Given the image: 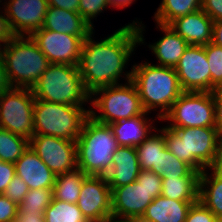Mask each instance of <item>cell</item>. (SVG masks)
Listing matches in <instances>:
<instances>
[{"label":"cell","mask_w":222,"mask_h":222,"mask_svg":"<svg viewBox=\"0 0 222 222\" xmlns=\"http://www.w3.org/2000/svg\"><path fill=\"white\" fill-rule=\"evenodd\" d=\"M76 204L88 222L111 218V189L105 176L87 175Z\"/></svg>","instance_id":"5bb4252c"},{"label":"cell","mask_w":222,"mask_h":222,"mask_svg":"<svg viewBox=\"0 0 222 222\" xmlns=\"http://www.w3.org/2000/svg\"><path fill=\"white\" fill-rule=\"evenodd\" d=\"M164 132L167 149L193 170L202 173L214 161L222 143L215 127L160 128Z\"/></svg>","instance_id":"3957f363"},{"label":"cell","mask_w":222,"mask_h":222,"mask_svg":"<svg viewBox=\"0 0 222 222\" xmlns=\"http://www.w3.org/2000/svg\"><path fill=\"white\" fill-rule=\"evenodd\" d=\"M29 147V140L0 127V160L15 163Z\"/></svg>","instance_id":"f1b7e54d"},{"label":"cell","mask_w":222,"mask_h":222,"mask_svg":"<svg viewBox=\"0 0 222 222\" xmlns=\"http://www.w3.org/2000/svg\"><path fill=\"white\" fill-rule=\"evenodd\" d=\"M136 181L147 189H156V197L162 193V178L151 170H141Z\"/></svg>","instance_id":"8d00e7d4"},{"label":"cell","mask_w":222,"mask_h":222,"mask_svg":"<svg viewBox=\"0 0 222 222\" xmlns=\"http://www.w3.org/2000/svg\"><path fill=\"white\" fill-rule=\"evenodd\" d=\"M2 7V4L0 2ZM0 7V48L7 44L11 39L16 38L18 35L14 31L9 18L7 17L4 7ZM4 13V14H3Z\"/></svg>","instance_id":"f35d334b"},{"label":"cell","mask_w":222,"mask_h":222,"mask_svg":"<svg viewBox=\"0 0 222 222\" xmlns=\"http://www.w3.org/2000/svg\"><path fill=\"white\" fill-rule=\"evenodd\" d=\"M44 214L26 213L19 205L17 211V222H46Z\"/></svg>","instance_id":"7bdbcfd3"},{"label":"cell","mask_w":222,"mask_h":222,"mask_svg":"<svg viewBox=\"0 0 222 222\" xmlns=\"http://www.w3.org/2000/svg\"><path fill=\"white\" fill-rule=\"evenodd\" d=\"M174 69L183 91L211 92V72L205 45H189Z\"/></svg>","instance_id":"7c38bea8"},{"label":"cell","mask_w":222,"mask_h":222,"mask_svg":"<svg viewBox=\"0 0 222 222\" xmlns=\"http://www.w3.org/2000/svg\"><path fill=\"white\" fill-rule=\"evenodd\" d=\"M192 170L188 164L176 158L167 147L163 149L162 169L160 170L162 179L186 177Z\"/></svg>","instance_id":"1f68e13d"},{"label":"cell","mask_w":222,"mask_h":222,"mask_svg":"<svg viewBox=\"0 0 222 222\" xmlns=\"http://www.w3.org/2000/svg\"><path fill=\"white\" fill-rule=\"evenodd\" d=\"M135 19L100 41L93 38L95 30L85 38L78 68L90 94L101 87L121 84L120 79L124 78L125 83L132 80V70L125 69L138 46H145L146 27L142 20Z\"/></svg>","instance_id":"6da1fadb"},{"label":"cell","mask_w":222,"mask_h":222,"mask_svg":"<svg viewBox=\"0 0 222 222\" xmlns=\"http://www.w3.org/2000/svg\"><path fill=\"white\" fill-rule=\"evenodd\" d=\"M217 222H222V215H220L219 217H217Z\"/></svg>","instance_id":"f5cc1de1"},{"label":"cell","mask_w":222,"mask_h":222,"mask_svg":"<svg viewBox=\"0 0 222 222\" xmlns=\"http://www.w3.org/2000/svg\"><path fill=\"white\" fill-rule=\"evenodd\" d=\"M46 222H88L77 204L52 199L51 204L44 210Z\"/></svg>","instance_id":"f546056e"},{"label":"cell","mask_w":222,"mask_h":222,"mask_svg":"<svg viewBox=\"0 0 222 222\" xmlns=\"http://www.w3.org/2000/svg\"><path fill=\"white\" fill-rule=\"evenodd\" d=\"M211 42L222 47V20L213 21Z\"/></svg>","instance_id":"bcb514c9"},{"label":"cell","mask_w":222,"mask_h":222,"mask_svg":"<svg viewBox=\"0 0 222 222\" xmlns=\"http://www.w3.org/2000/svg\"><path fill=\"white\" fill-rule=\"evenodd\" d=\"M30 36L50 63L78 66L84 42L79 36L43 28Z\"/></svg>","instance_id":"4fadbf2b"},{"label":"cell","mask_w":222,"mask_h":222,"mask_svg":"<svg viewBox=\"0 0 222 222\" xmlns=\"http://www.w3.org/2000/svg\"><path fill=\"white\" fill-rule=\"evenodd\" d=\"M10 88L11 86L7 79L5 64L2 55L0 53V93L7 91Z\"/></svg>","instance_id":"7dc6e473"},{"label":"cell","mask_w":222,"mask_h":222,"mask_svg":"<svg viewBox=\"0 0 222 222\" xmlns=\"http://www.w3.org/2000/svg\"><path fill=\"white\" fill-rule=\"evenodd\" d=\"M136 0H107L109 7L115 9H124L130 6L133 2L135 3Z\"/></svg>","instance_id":"c3c4849f"},{"label":"cell","mask_w":222,"mask_h":222,"mask_svg":"<svg viewBox=\"0 0 222 222\" xmlns=\"http://www.w3.org/2000/svg\"><path fill=\"white\" fill-rule=\"evenodd\" d=\"M155 198L156 189H147L137 181L116 187L111 190V218H140Z\"/></svg>","instance_id":"9a60e30c"},{"label":"cell","mask_w":222,"mask_h":222,"mask_svg":"<svg viewBox=\"0 0 222 222\" xmlns=\"http://www.w3.org/2000/svg\"><path fill=\"white\" fill-rule=\"evenodd\" d=\"M29 146L55 175L78 168L76 141L34 135L29 140Z\"/></svg>","instance_id":"8fae6325"},{"label":"cell","mask_w":222,"mask_h":222,"mask_svg":"<svg viewBox=\"0 0 222 222\" xmlns=\"http://www.w3.org/2000/svg\"><path fill=\"white\" fill-rule=\"evenodd\" d=\"M18 205L0 194V222H14L17 218Z\"/></svg>","instance_id":"74e56055"},{"label":"cell","mask_w":222,"mask_h":222,"mask_svg":"<svg viewBox=\"0 0 222 222\" xmlns=\"http://www.w3.org/2000/svg\"><path fill=\"white\" fill-rule=\"evenodd\" d=\"M86 176L87 175L78 168L56 175L52 189L53 198L63 202L76 204Z\"/></svg>","instance_id":"4316f807"},{"label":"cell","mask_w":222,"mask_h":222,"mask_svg":"<svg viewBox=\"0 0 222 222\" xmlns=\"http://www.w3.org/2000/svg\"><path fill=\"white\" fill-rule=\"evenodd\" d=\"M198 200L216 217L222 215V179L209 169L200 173Z\"/></svg>","instance_id":"484cf974"},{"label":"cell","mask_w":222,"mask_h":222,"mask_svg":"<svg viewBox=\"0 0 222 222\" xmlns=\"http://www.w3.org/2000/svg\"><path fill=\"white\" fill-rule=\"evenodd\" d=\"M3 2L1 4L18 36H30L43 27L48 9L47 0H4Z\"/></svg>","instance_id":"2e32d148"},{"label":"cell","mask_w":222,"mask_h":222,"mask_svg":"<svg viewBox=\"0 0 222 222\" xmlns=\"http://www.w3.org/2000/svg\"><path fill=\"white\" fill-rule=\"evenodd\" d=\"M112 159V167L105 175L111 190L136 181L141 168L135 147L119 146Z\"/></svg>","instance_id":"d6986e66"},{"label":"cell","mask_w":222,"mask_h":222,"mask_svg":"<svg viewBox=\"0 0 222 222\" xmlns=\"http://www.w3.org/2000/svg\"><path fill=\"white\" fill-rule=\"evenodd\" d=\"M200 173L192 170L186 177L162 179L161 195L178 201H198Z\"/></svg>","instance_id":"d4e9b609"},{"label":"cell","mask_w":222,"mask_h":222,"mask_svg":"<svg viewBox=\"0 0 222 222\" xmlns=\"http://www.w3.org/2000/svg\"><path fill=\"white\" fill-rule=\"evenodd\" d=\"M165 147L164 132L155 128L146 140L135 147L141 170H151L160 176Z\"/></svg>","instance_id":"cb8c5ba5"},{"label":"cell","mask_w":222,"mask_h":222,"mask_svg":"<svg viewBox=\"0 0 222 222\" xmlns=\"http://www.w3.org/2000/svg\"><path fill=\"white\" fill-rule=\"evenodd\" d=\"M35 97L29 88H13L0 93V127L30 140L34 136Z\"/></svg>","instance_id":"30bf717a"},{"label":"cell","mask_w":222,"mask_h":222,"mask_svg":"<svg viewBox=\"0 0 222 222\" xmlns=\"http://www.w3.org/2000/svg\"><path fill=\"white\" fill-rule=\"evenodd\" d=\"M43 29L79 36L83 41L94 31L77 12L48 7Z\"/></svg>","instance_id":"7402d4cb"},{"label":"cell","mask_w":222,"mask_h":222,"mask_svg":"<svg viewBox=\"0 0 222 222\" xmlns=\"http://www.w3.org/2000/svg\"><path fill=\"white\" fill-rule=\"evenodd\" d=\"M127 221L128 222H149V221L144 220L142 217H140V218H131V219H128Z\"/></svg>","instance_id":"f907efd6"},{"label":"cell","mask_w":222,"mask_h":222,"mask_svg":"<svg viewBox=\"0 0 222 222\" xmlns=\"http://www.w3.org/2000/svg\"><path fill=\"white\" fill-rule=\"evenodd\" d=\"M215 105V128L222 138V99H214Z\"/></svg>","instance_id":"f6af8a7d"},{"label":"cell","mask_w":222,"mask_h":222,"mask_svg":"<svg viewBox=\"0 0 222 222\" xmlns=\"http://www.w3.org/2000/svg\"><path fill=\"white\" fill-rule=\"evenodd\" d=\"M109 4L107 0H80L79 2V14L94 29V19L97 18L100 13H104ZM93 20V21H92Z\"/></svg>","instance_id":"836d02e7"},{"label":"cell","mask_w":222,"mask_h":222,"mask_svg":"<svg viewBox=\"0 0 222 222\" xmlns=\"http://www.w3.org/2000/svg\"><path fill=\"white\" fill-rule=\"evenodd\" d=\"M206 57L211 72V92L222 82V47L210 42L205 45Z\"/></svg>","instance_id":"d6a6232c"},{"label":"cell","mask_w":222,"mask_h":222,"mask_svg":"<svg viewBox=\"0 0 222 222\" xmlns=\"http://www.w3.org/2000/svg\"><path fill=\"white\" fill-rule=\"evenodd\" d=\"M197 201H178L162 195L147 207L142 218L149 222H185L192 204Z\"/></svg>","instance_id":"603a6c76"},{"label":"cell","mask_w":222,"mask_h":222,"mask_svg":"<svg viewBox=\"0 0 222 222\" xmlns=\"http://www.w3.org/2000/svg\"><path fill=\"white\" fill-rule=\"evenodd\" d=\"M15 175V165L0 160V194L5 192L7 186Z\"/></svg>","instance_id":"ab89813d"},{"label":"cell","mask_w":222,"mask_h":222,"mask_svg":"<svg viewBox=\"0 0 222 222\" xmlns=\"http://www.w3.org/2000/svg\"><path fill=\"white\" fill-rule=\"evenodd\" d=\"M131 68V81L137 87L144 110L148 113L158 111L155 116L161 120L184 92L175 69L143 60Z\"/></svg>","instance_id":"7a4b0ae2"},{"label":"cell","mask_w":222,"mask_h":222,"mask_svg":"<svg viewBox=\"0 0 222 222\" xmlns=\"http://www.w3.org/2000/svg\"><path fill=\"white\" fill-rule=\"evenodd\" d=\"M90 105L92 108L89 116L107 125L138 115L151 114L144 110L137 87L132 81L96 89L90 95Z\"/></svg>","instance_id":"52a82bcc"},{"label":"cell","mask_w":222,"mask_h":222,"mask_svg":"<svg viewBox=\"0 0 222 222\" xmlns=\"http://www.w3.org/2000/svg\"><path fill=\"white\" fill-rule=\"evenodd\" d=\"M90 109L35 99L34 135H49L76 141Z\"/></svg>","instance_id":"ba28073f"},{"label":"cell","mask_w":222,"mask_h":222,"mask_svg":"<svg viewBox=\"0 0 222 222\" xmlns=\"http://www.w3.org/2000/svg\"><path fill=\"white\" fill-rule=\"evenodd\" d=\"M47 2L48 7H55L79 13L80 0H47Z\"/></svg>","instance_id":"b9f144b4"},{"label":"cell","mask_w":222,"mask_h":222,"mask_svg":"<svg viewBox=\"0 0 222 222\" xmlns=\"http://www.w3.org/2000/svg\"><path fill=\"white\" fill-rule=\"evenodd\" d=\"M169 128L215 127L212 92L184 91L159 122Z\"/></svg>","instance_id":"9c48e42d"},{"label":"cell","mask_w":222,"mask_h":222,"mask_svg":"<svg viewBox=\"0 0 222 222\" xmlns=\"http://www.w3.org/2000/svg\"><path fill=\"white\" fill-rule=\"evenodd\" d=\"M149 115H138L133 118L123 119L109 124L119 146L136 147L140 145L156 128Z\"/></svg>","instance_id":"ffe728a7"},{"label":"cell","mask_w":222,"mask_h":222,"mask_svg":"<svg viewBox=\"0 0 222 222\" xmlns=\"http://www.w3.org/2000/svg\"><path fill=\"white\" fill-rule=\"evenodd\" d=\"M103 222H128L127 220H120V219H115V218H109Z\"/></svg>","instance_id":"816d5d0a"},{"label":"cell","mask_w":222,"mask_h":222,"mask_svg":"<svg viewBox=\"0 0 222 222\" xmlns=\"http://www.w3.org/2000/svg\"><path fill=\"white\" fill-rule=\"evenodd\" d=\"M35 99L80 106L90 104V93L81 79L78 66L50 63L31 88Z\"/></svg>","instance_id":"8992f818"},{"label":"cell","mask_w":222,"mask_h":222,"mask_svg":"<svg viewBox=\"0 0 222 222\" xmlns=\"http://www.w3.org/2000/svg\"><path fill=\"white\" fill-rule=\"evenodd\" d=\"M169 26L189 45H207L212 41L213 20L202 10L176 18Z\"/></svg>","instance_id":"ac0fdd59"},{"label":"cell","mask_w":222,"mask_h":222,"mask_svg":"<svg viewBox=\"0 0 222 222\" xmlns=\"http://www.w3.org/2000/svg\"><path fill=\"white\" fill-rule=\"evenodd\" d=\"M8 82L13 88L31 89L50 62L31 36H17L0 48Z\"/></svg>","instance_id":"5b68a950"},{"label":"cell","mask_w":222,"mask_h":222,"mask_svg":"<svg viewBox=\"0 0 222 222\" xmlns=\"http://www.w3.org/2000/svg\"><path fill=\"white\" fill-rule=\"evenodd\" d=\"M213 99H222V82H219L212 91Z\"/></svg>","instance_id":"681fc988"},{"label":"cell","mask_w":222,"mask_h":222,"mask_svg":"<svg viewBox=\"0 0 222 222\" xmlns=\"http://www.w3.org/2000/svg\"><path fill=\"white\" fill-rule=\"evenodd\" d=\"M156 29L164 36L155 43L148 44L149 50L155 55L158 66L175 68L189 44L178 35L169 25L156 22Z\"/></svg>","instance_id":"44dd1931"},{"label":"cell","mask_w":222,"mask_h":222,"mask_svg":"<svg viewBox=\"0 0 222 222\" xmlns=\"http://www.w3.org/2000/svg\"><path fill=\"white\" fill-rule=\"evenodd\" d=\"M52 199V189H30L19 206L26 213L44 214Z\"/></svg>","instance_id":"4dcf8cb0"},{"label":"cell","mask_w":222,"mask_h":222,"mask_svg":"<svg viewBox=\"0 0 222 222\" xmlns=\"http://www.w3.org/2000/svg\"><path fill=\"white\" fill-rule=\"evenodd\" d=\"M201 9L213 21L222 20V0H202Z\"/></svg>","instance_id":"60d3db41"},{"label":"cell","mask_w":222,"mask_h":222,"mask_svg":"<svg viewBox=\"0 0 222 222\" xmlns=\"http://www.w3.org/2000/svg\"><path fill=\"white\" fill-rule=\"evenodd\" d=\"M185 222H217V217L198 200L190 207Z\"/></svg>","instance_id":"d590c367"},{"label":"cell","mask_w":222,"mask_h":222,"mask_svg":"<svg viewBox=\"0 0 222 222\" xmlns=\"http://www.w3.org/2000/svg\"><path fill=\"white\" fill-rule=\"evenodd\" d=\"M215 176L222 179V143L220 144L214 161L208 168Z\"/></svg>","instance_id":"ee69618b"},{"label":"cell","mask_w":222,"mask_h":222,"mask_svg":"<svg viewBox=\"0 0 222 222\" xmlns=\"http://www.w3.org/2000/svg\"><path fill=\"white\" fill-rule=\"evenodd\" d=\"M202 8V0H162L153 20L169 25L176 18L196 12Z\"/></svg>","instance_id":"83f0119b"},{"label":"cell","mask_w":222,"mask_h":222,"mask_svg":"<svg viewBox=\"0 0 222 222\" xmlns=\"http://www.w3.org/2000/svg\"><path fill=\"white\" fill-rule=\"evenodd\" d=\"M14 165L16 175L26 182L29 189H53L56 175L30 146Z\"/></svg>","instance_id":"e0dca14e"},{"label":"cell","mask_w":222,"mask_h":222,"mask_svg":"<svg viewBox=\"0 0 222 222\" xmlns=\"http://www.w3.org/2000/svg\"><path fill=\"white\" fill-rule=\"evenodd\" d=\"M29 190L26 182L19 176L15 175L3 194L19 205Z\"/></svg>","instance_id":"e575fe53"},{"label":"cell","mask_w":222,"mask_h":222,"mask_svg":"<svg viewBox=\"0 0 222 222\" xmlns=\"http://www.w3.org/2000/svg\"><path fill=\"white\" fill-rule=\"evenodd\" d=\"M77 167L86 175L105 176L119 147L111 127L88 117L76 140Z\"/></svg>","instance_id":"277c9868"}]
</instances>
